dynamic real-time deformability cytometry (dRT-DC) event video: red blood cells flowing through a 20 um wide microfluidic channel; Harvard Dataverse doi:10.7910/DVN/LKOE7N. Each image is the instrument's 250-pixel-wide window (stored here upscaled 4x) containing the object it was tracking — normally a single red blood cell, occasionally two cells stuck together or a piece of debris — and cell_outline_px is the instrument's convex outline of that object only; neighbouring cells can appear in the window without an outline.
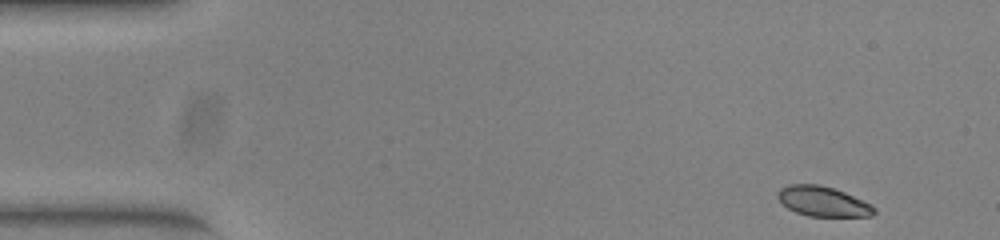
{"species": "common noctule bat (a hibernating species)", "species_latin": "Nyctalus noctula", "temperature_condition": "warm", "stored_images_in_passage": 49, "camera_frame_rate_fps": 3000, "um_per_image_px": 0.085, "animal": {"sex": "female", "body_mass_g": 23.0, "forearm_length_mm": 53.4}, "frame": {"image": 1, "passage_image": 1, "time_ms": 0.0, "image_size_px": [1000, 240], "cell_outline_px": [[876, 212], [872, 216], [808, 216], [796, 212], [788, 208], [776, 196], [776, 192], [780, 188], [788, 184], [816, 184], [832, 188], [844, 192], [872, 204], [876, 208]], "centroid_in_image_um": [69.95, 17.12], "position_along_channel_um": 15.1, "area_um2": 16.82}}
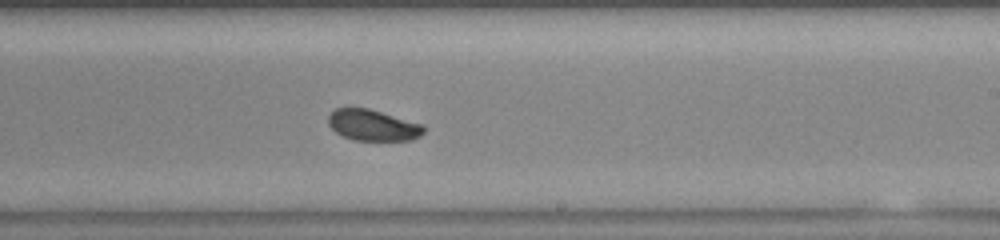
{"frame": {"image": 2, "passage_image": 28, "time_ms": 9.0, "image_size_px": [1000, 240], "cell_outline_px": [[424, 132], [420, 136], [412, 140], [352, 140], [336, 132], [328, 124], [328, 116], [336, 108], [368, 108], [424, 124]], "centroid_in_image_um": [31.71, 10.64], "position_along_channel_um": 257.3, "area_um2": 17.28}}
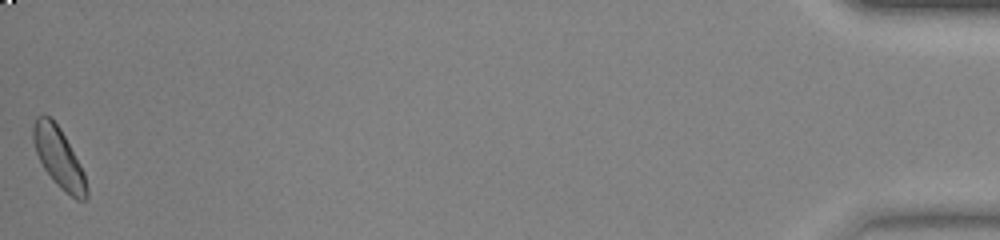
{"frame": {"image": 3, "passage_image": 49, "time_ms": 16.0, "image_size_px": [1000, 240], "cell_outline_px": [[88, 196], [84, 200], [76, 200], [60, 188], [44, 168], [36, 152], [32, 140], [32, 128], [36, 116], [48, 116], [60, 128], [80, 164], [84, 172], [88, 188]], "centroid_in_image_um": [5.0, 13.42], "position_along_channel_um": 430.2, "area_um2": 18.44}, "authors_computed_cell_mechanics": {"area_um2": 18.1492, "velocity_mm_per_s": 3.9153, "shape_relaxation_time_tau1_ms": 1.9424, "shape_relaxation_time_tau2_ms": null, "deformation_change_tau1": 0.0738, "deformation_change_tau2": null}}